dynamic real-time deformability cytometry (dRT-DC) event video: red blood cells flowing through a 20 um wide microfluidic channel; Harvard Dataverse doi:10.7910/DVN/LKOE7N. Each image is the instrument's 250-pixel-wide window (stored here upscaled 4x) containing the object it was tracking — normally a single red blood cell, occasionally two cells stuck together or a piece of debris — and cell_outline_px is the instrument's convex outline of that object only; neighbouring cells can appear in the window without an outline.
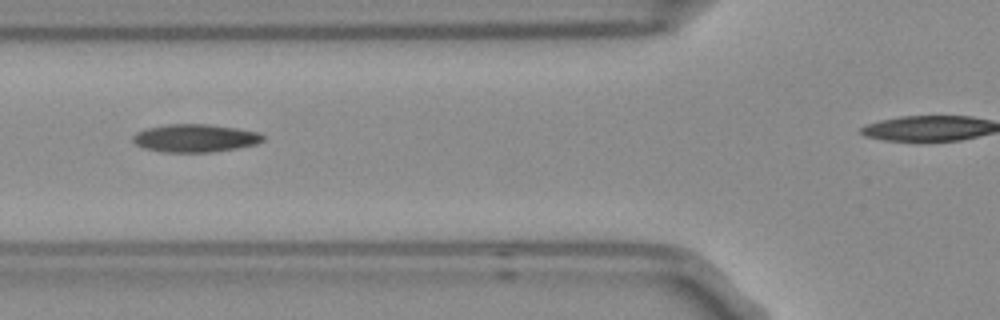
{"species": "Egyptian fruit bat (a non-hibernating species)", "species_latin": "Rousettus aegyptiacus", "temperature_condition": "room temperature", "stored_images_in_passage": 6, "camera_frame_rate_fps": 3000, "um_per_image_px": 0.085, "frame": {"image": 1, "passage_image": 3, "time_ms": 0.667, "image_size_px": [1000, 320], "cell_outline_px": [[264, 140], [256, 144], [236, 148], [212, 152], [164, 152], [144, 148], [136, 144], [132, 140], [132, 136], [136, 132], [144, 128], [168, 124], [208, 124], [236, 128], [260, 132], [264, 136]], "centroid_in_image_um": [16.57, 11.73], "position_along_channel_um": 109.2, "area_um2": 21.27}}